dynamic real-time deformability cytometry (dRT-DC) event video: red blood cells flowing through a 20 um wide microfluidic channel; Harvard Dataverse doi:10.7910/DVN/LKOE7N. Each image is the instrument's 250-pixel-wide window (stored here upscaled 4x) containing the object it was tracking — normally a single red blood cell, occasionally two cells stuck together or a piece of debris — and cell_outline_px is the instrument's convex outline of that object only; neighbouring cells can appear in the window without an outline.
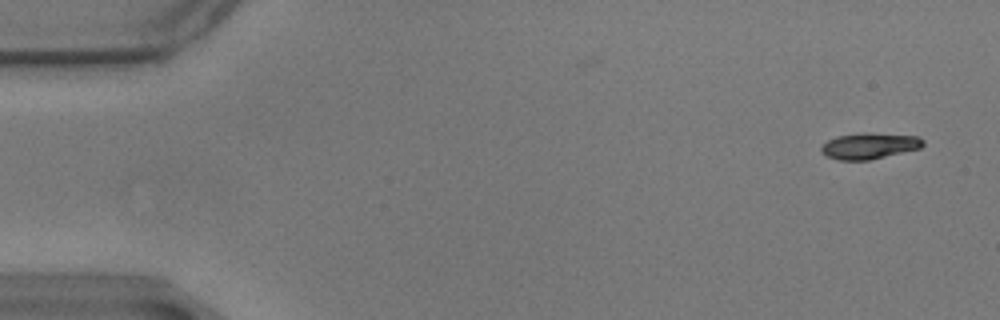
{"species": "common noctule bat (a hibernating species)", "species_latin": "Nyctalus noctula", "temperature_condition": "warm", "stored_images_in_passage": 41, "camera_frame_rate_fps": 3000, "um_per_image_px": 0.085, "animal": {"sex": "male", "body_mass_g": 17.9}, "frame": {"image": 1, "passage_image": 2, "time_ms": 0.333, "image_size_px": [1000, 320], "cell_outline_px": [[924, 144], [920, 148], [868, 160], [840, 160], [828, 156], [820, 152], [820, 144], [836, 136], [920, 136], [924, 140]], "centroid_in_image_um": [73.84, 12.46], "position_along_channel_um": 11.2, "area_um2": 14.33}}
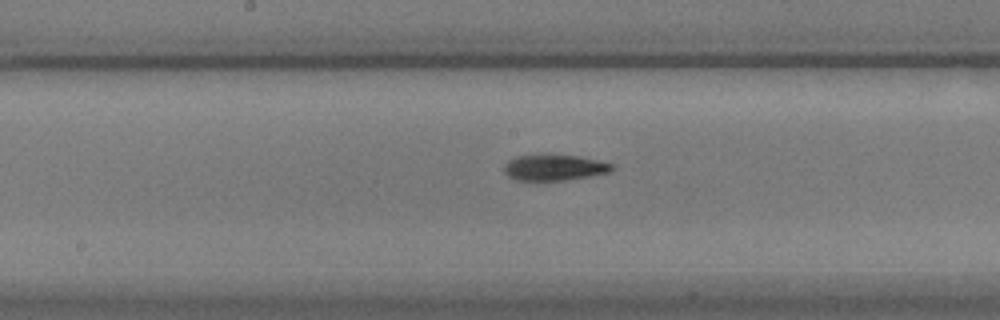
{"frame": {"image": 2, "passage_image": 29, "time_ms": 9.333, "image_size_px": [1000, 320], "cell_outline_px": [[616, 168], [612, 172], [564, 180], [516, 180], [508, 176], [504, 172], [504, 164], [508, 160], [516, 156], [544, 152], [548, 152], [580, 156], [600, 160], [616, 164]], "centroid_in_image_um": [47.15, 14.19], "position_along_channel_um": 201.1, "area_um2": 17.17}}
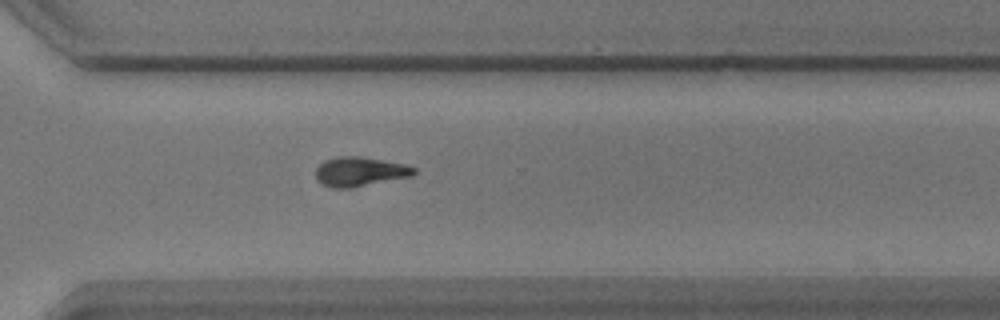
{"frame": {"image": 3, "passage_image": 41, "time_ms": 13.333, "image_size_px": [1000, 320], "cell_outline_px": [[416, 172], [412, 176], [352, 188], [332, 188], [320, 184], [316, 180], [316, 168], [324, 160], [336, 156], [356, 156], [404, 164], [416, 168]], "centroid_in_image_um": [30.54, 14.6], "position_along_channel_um": 340.1, "area_um2": 16.88}}